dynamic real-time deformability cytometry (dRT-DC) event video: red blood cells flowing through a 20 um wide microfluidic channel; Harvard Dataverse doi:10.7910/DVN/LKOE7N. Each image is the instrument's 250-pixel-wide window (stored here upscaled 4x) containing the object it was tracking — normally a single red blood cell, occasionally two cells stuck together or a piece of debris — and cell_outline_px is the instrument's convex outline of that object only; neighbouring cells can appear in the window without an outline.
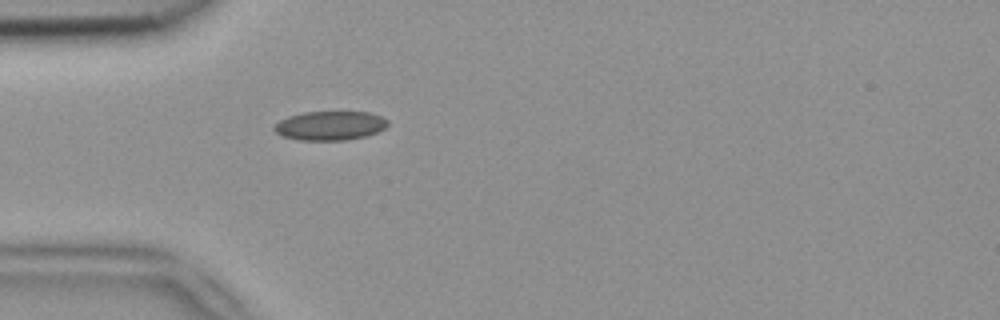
{"species": "common noctule bat (a hibernating species)", "species_latin": "Nyctalus noctula", "temperature_condition": "room temperature", "stored_images_in_passage": 37, "camera_frame_rate_fps": 3000, "um_per_image_px": 0.085, "animal": {"sex": "female", "body_mass_g": 18.4}, "frame": {"image": 1, "passage_image": 1, "time_ms": 0.0, "image_size_px": [1000, 320], "cell_outline_px": [[388, 124], [384, 128], [368, 136], [348, 140], [300, 140], [284, 136], [276, 132], [272, 128], [280, 120], [288, 116], [304, 112], [372, 112], [388, 120]], "centroid_in_image_um": [28.07, 10.68], "position_along_channel_um": 56.9, "area_um2": 19.25}}
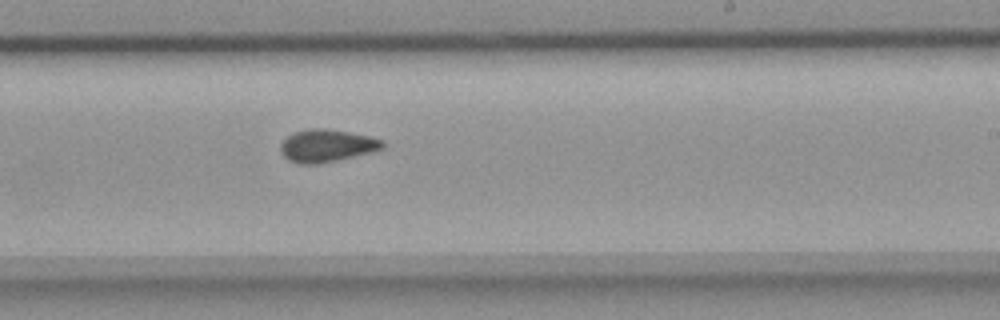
{"frame": {"image": 2, "passage_image": 17, "time_ms": 5.333, "image_size_px": [1000, 320], "cell_outline_px": [[384, 148], [336, 160], [316, 164], [300, 164], [288, 160], [280, 152], [280, 144], [288, 136], [296, 132], [312, 128], [324, 128], [348, 132], [368, 136], [384, 140]], "centroid_in_image_um": [27.74, 12.38], "position_along_channel_um": 261.3, "area_um2": 19.02}}
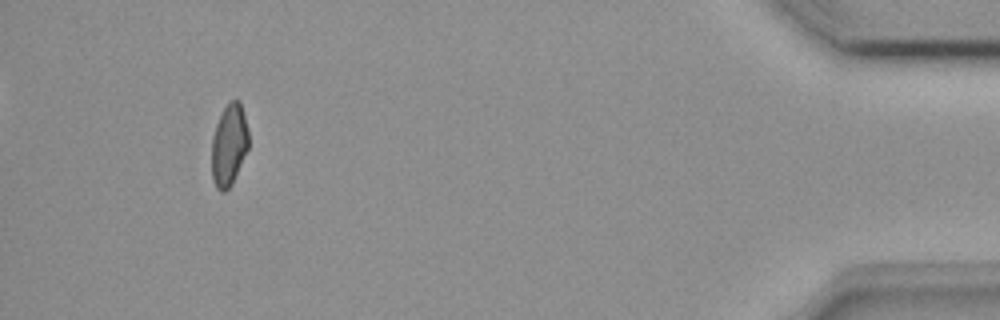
{"frame": {"image": 3, "passage_image": 34, "time_ms": 11.0, "image_size_px": [1000, 320], "cell_outline_px": [[248, 148], [232, 184], [224, 192], [220, 192], [216, 188], [212, 176], [212, 136], [216, 124], [228, 100], [240, 100], [248, 128]], "centroid_in_image_um": [19.46, 12.31], "position_along_channel_um": 415.7, "area_um2": 17.63}, "authors_computed_cell_mechanics": {"area_um2": 18.6694, "velocity_mm_per_s": 3.9262, "shape_relaxation_time_tau1_ms": null, "shape_relaxation_time_tau2_ms": 4.9446, "deformation_change_tau1": null, "deformation_change_tau2": 0.0931}}